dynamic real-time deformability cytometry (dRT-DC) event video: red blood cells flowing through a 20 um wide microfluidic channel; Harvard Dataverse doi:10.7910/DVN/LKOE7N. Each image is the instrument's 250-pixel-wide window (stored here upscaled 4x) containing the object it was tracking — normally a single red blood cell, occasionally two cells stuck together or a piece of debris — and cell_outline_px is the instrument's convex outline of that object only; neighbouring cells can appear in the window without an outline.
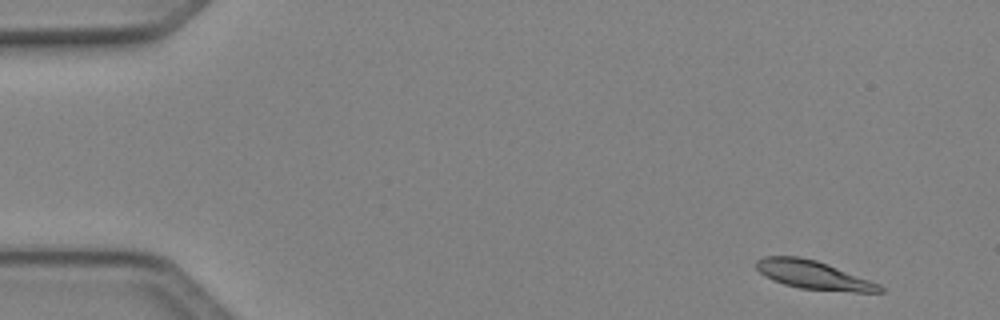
{"species": "Egyptian fruit bat (a non-hibernating species)", "species_latin": "Rousettus aegyptiacus", "temperature_condition": "cold", "stored_images_in_passage": 48, "camera_frame_rate_fps": 3000, "um_per_image_px": 0.085, "animal": {"sex": "female"}, "frame": {"image": 1, "passage_image": 2, "time_ms": 0.333, "image_size_px": [1000, 320], "cell_outline_px": [[884, 292], [852, 292], [800, 288], [784, 284], [772, 280], [764, 276], [756, 268], [756, 260], [764, 256], [796, 256], [816, 260], [828, 264], [880, 284], [884, 288]], "centroid_in_image_um": [69.13, 23.37], "position_along_channel_um": 15.9, "area_um2": 20.46}}
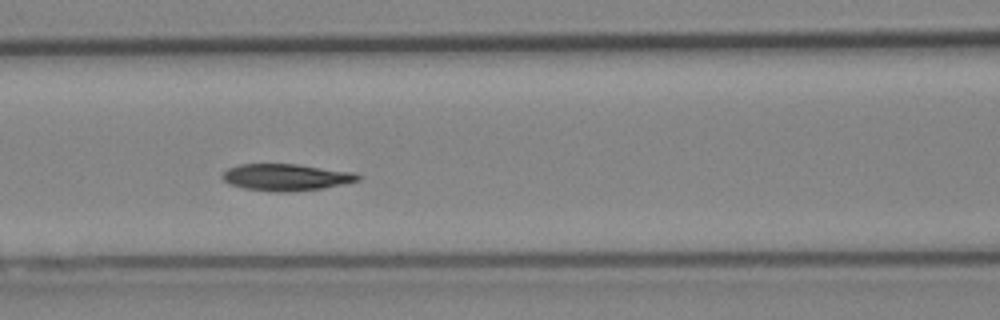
{"frame": {"image": 2, "passage_image": 20, "time_ms": 6.333, "image_size_px": [1000, 320], "cell_outline_px": [[360, 180], [344, 184], [324, 188], [292, 192], [276, 192], [244, 188], [228, 184], [220, 176], [228, 168], [240, 164], [296, 164], [356, 172], [360, 176]], "centroid_in_image_um": [24.33, 15.07], "position_along_channel_um": 142.3, "area_um2": 21.33}}
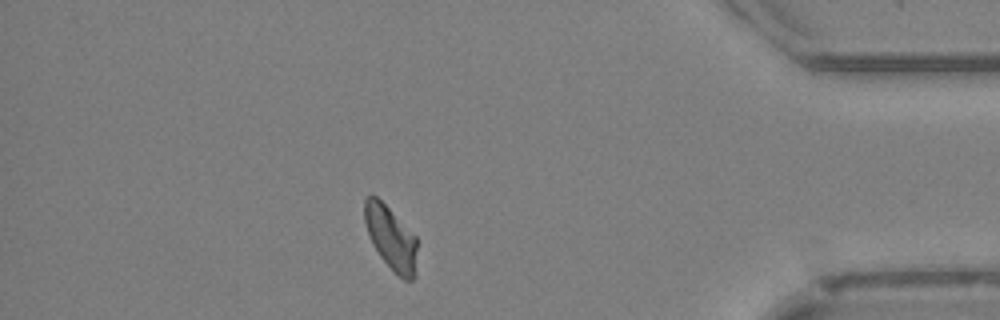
{"frame": {"image": 3, "passage_image": 42, "time_ms": 13.667, "image_size_px": [1000, 320], "cell_outline_px": [[416, 276], [412, 280], [404, 280], [380, 256], [372, 244], [364, 220], [364, 200], [368, 196], [376, 196], [416, 236]], "centroid_in_image_um": [33.23, 20.23], "position_along_channel_um": 402.0, "area_um2": 19.07}, "authors_computed_cell_mechanics": {"area_um2": 20.8369, "velocity_mm_per_s": 4.0523, "shape_relaxation_time_tau1_ms": 3.0091, "shape_relaxation_time_tau2_ms": 6.2778, "deformation_change_tau1": 0.133, "deformation_change_tau2": 0.0778}}